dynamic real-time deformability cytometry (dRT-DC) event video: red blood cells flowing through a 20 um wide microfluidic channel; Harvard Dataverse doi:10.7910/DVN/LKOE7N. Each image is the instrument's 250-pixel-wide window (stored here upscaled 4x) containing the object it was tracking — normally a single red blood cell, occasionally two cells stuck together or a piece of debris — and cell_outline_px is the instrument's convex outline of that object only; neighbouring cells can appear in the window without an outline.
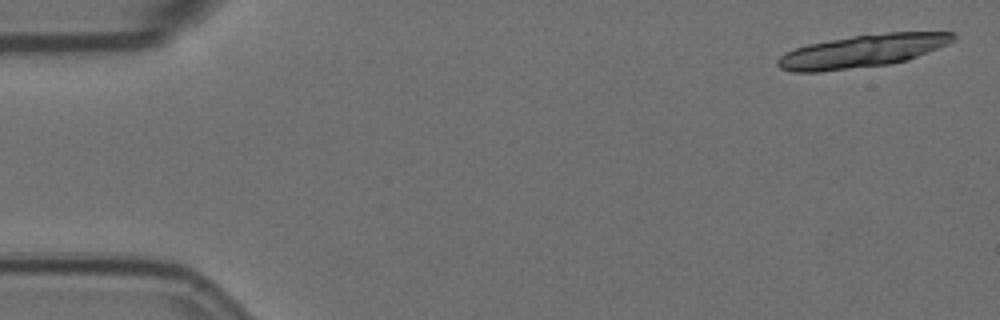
{"species": "Egyptian fruit bat (a non-hibernating species)", "species_latin": "Rousettus aegyptiacus", "temperature_condition": "room temperature", "stored_images_in_passage": 20, "camera_frame_rate_fps": 3000, "um_per_image_px": 0.085, "animal": {"sex": "female"}, "frame": {"image": 1, "passage_image": 1, "time_ms": 0.0, "image_size_px": [1000, 320], "cell_outline_px": [[956, 40], [948, 44], [908, 60], [888, 64], [820, 72], [792, 72], [780, 68], [776, 64], [776, 60], [780, 56], [796, 48], [808, 44], [828, 40], [852, 36], [888, 32], [956, 32]], "centroid_in_image_um": [73.32, 4.34], "position_along_channel_um": 11.7, "area_um2": 33.47}}